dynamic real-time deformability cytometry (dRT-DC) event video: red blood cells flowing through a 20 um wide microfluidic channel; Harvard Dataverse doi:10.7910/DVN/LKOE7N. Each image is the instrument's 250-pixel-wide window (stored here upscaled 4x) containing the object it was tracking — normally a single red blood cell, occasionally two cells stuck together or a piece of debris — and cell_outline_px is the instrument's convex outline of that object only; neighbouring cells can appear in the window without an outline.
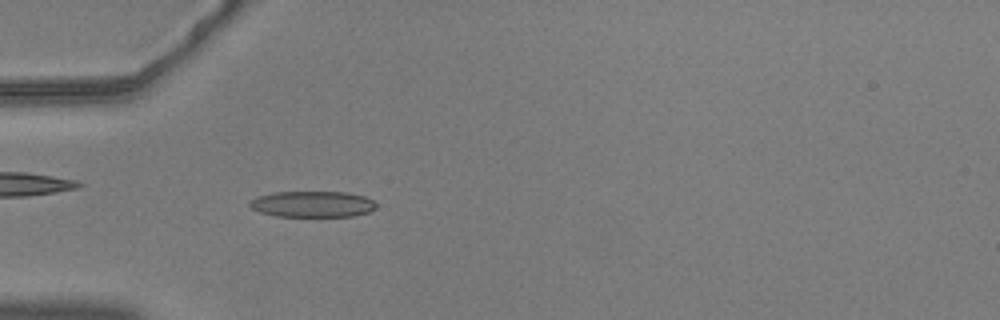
{"species": "common noctule bat (a hibernating species)", "species_latin": "Nyctalus noctula", "temperature_condition": "warm", "stored_images_in_passage": 55, "camera_frame_rate_fps": 3000, "um_per_image_px": 0.085, "animal": {"sex": "male", "body_mass_g": 20.5, "forearm_length_mm": 52.5}, "frame": {"image": 1, "passage_image": 17, "time_ms": 5.333, "image_size_px": [1000, 320], "cell_outline_px": [[376, 208], [368, 212], [352, 216], [276, 216], [260, 212], [252, 208], [248, 204], [256, 196], [272, 192], [348, 192], [364, 196], [372, 200], [376, 204]], "centroid_in_image_um": [26.55, 17.34], "position_along_channel_um": 58.4, "area_um2": 19.19}}
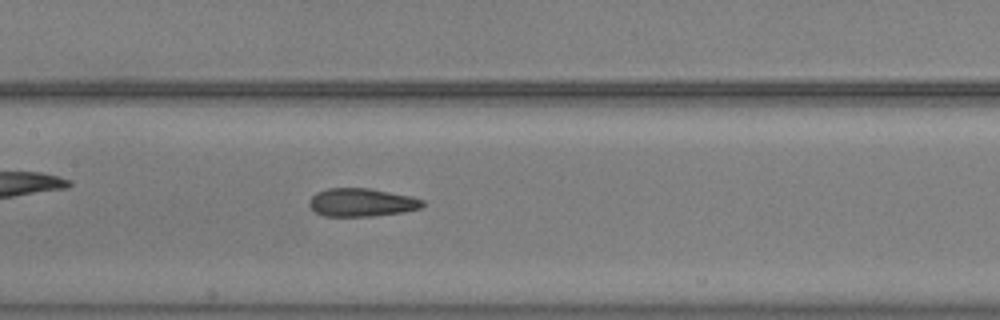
{"frame": {"image": 2, "passage_image": 27, "time_ms": 8.667, "image_size_px": [1000, 320], "cell_outline_px": [[424, 204], [420, 208], [400, 212], [372, 216], [324, 216], [316, 212], [308, 204], [308, 200], [316, 192], [328, 188], [368, 188], [412, 196], [424, 200]], "centroid_in_image_um": [30.71, 17.2], "position_along_channel_um": 176.7, "area_um2": 18.55}}
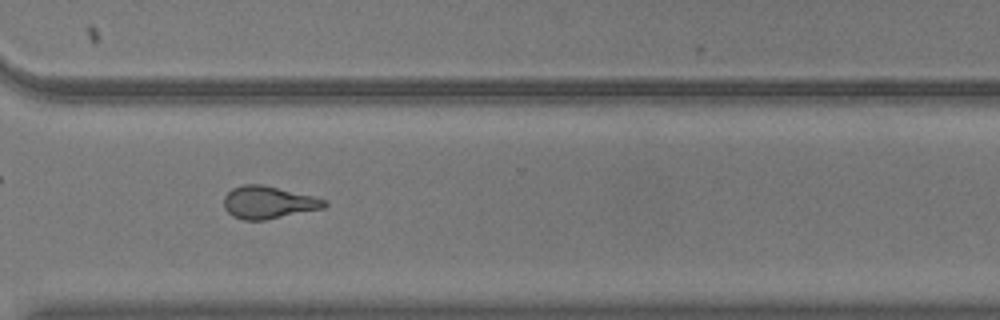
{"frame": {"image": 3, "passage_image": 41, "time_ms": 13.333, "image_size_px": [1000, 320], "cell_outline_px": [[328, 204], [324, 208], [264, 220], [244, 220], [232, 216], [224, 208], [224, 196], [232, 188], [244, 184], [260, 184], [312, 196], [328, 200]], "centroid_in_image_um": [22.79, 17.21], "position_along_channel_um": 347.8, "area_um2": 18.9}, "authors_computed_cell_mechanics": {"area_um2": 18.9584, "velocity_mm_per_s": 3.6802, "shape_relaxation_time_tau1_ms": null, "shape_relaxation_time_tau2_ms": 2.2155, "deformation_change_tau1": null, "deformation_change_tau2": 0.1103}}